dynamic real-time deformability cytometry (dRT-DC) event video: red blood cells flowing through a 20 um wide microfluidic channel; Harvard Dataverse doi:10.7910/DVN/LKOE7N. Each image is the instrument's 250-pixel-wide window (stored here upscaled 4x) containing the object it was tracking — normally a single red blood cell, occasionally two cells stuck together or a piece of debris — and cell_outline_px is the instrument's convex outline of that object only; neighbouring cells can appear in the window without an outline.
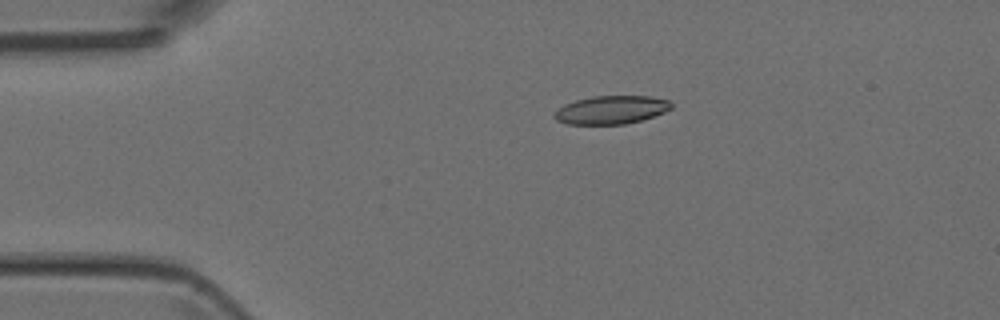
{"species": "Egyptian fruit bat (a non-hibernating species)", "species_latin": "Rousettus aegyptiacus", "temperature_condition": "room temperature", "stored_images_in_passage": 33, "camera_frame_rate_fps": 3000, "um_per_image_px": 0.085, "animal": {"sex": "female"}, "frame": {"image": 1, "passage_image": 1, "time_ms": 0.0, "image_size_px": [1000, 320], "cell_outline_px": [[672, 108], [664, 112], [640, 120], [624, 124], [564, 124], [556, 120], [552, 116], [564, 104], [576, 100], [592, 96], [652, 96], [668, 100], [672, 104]], "centroid_in_image_um": [51.94, 9.33], "position_along_channel_um": 33.1, "area_um2": 19.19}}
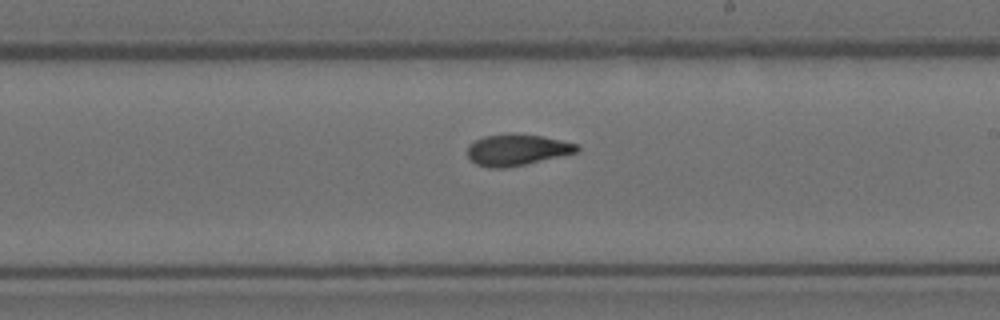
{"frame": {"image": 2, "passage_image": 19, "time_ms": 6.0, "image_size_px": [1000, 320], "cell_outline_px": [[580, 148], [576, 152], [524, 164], [504, 168], [488, 168], [476, 164], [468, 156], [468, 144], [484, 136], [508, 132], [512, 132], [544, 136], [576, 144]], "centroid_in_image_um": [43.89, 12.71], "position_along_channel_um": 245.1, "area_um2": 19.94}}
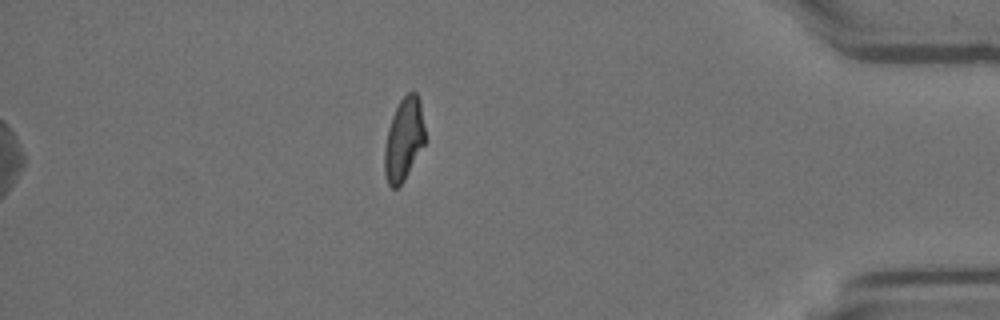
{"frame": {"image": 3, "passage_image": 33, "time_ms": 10.667, "image_size_px": [1000, 320], "cell_outline_px": [[424, 144], [404, 180], [396, 188], [392, 188], [388, 184], [384, 172], [384, 148], [388, 128], [392, 116], [400, 100], [408, 92], [416, 92], [420, 100], [424, 128]], "centroid_in_image_um": [34.3, 11.84], "position_along_channel_um": 400.9, "area_um2": 19.31}}